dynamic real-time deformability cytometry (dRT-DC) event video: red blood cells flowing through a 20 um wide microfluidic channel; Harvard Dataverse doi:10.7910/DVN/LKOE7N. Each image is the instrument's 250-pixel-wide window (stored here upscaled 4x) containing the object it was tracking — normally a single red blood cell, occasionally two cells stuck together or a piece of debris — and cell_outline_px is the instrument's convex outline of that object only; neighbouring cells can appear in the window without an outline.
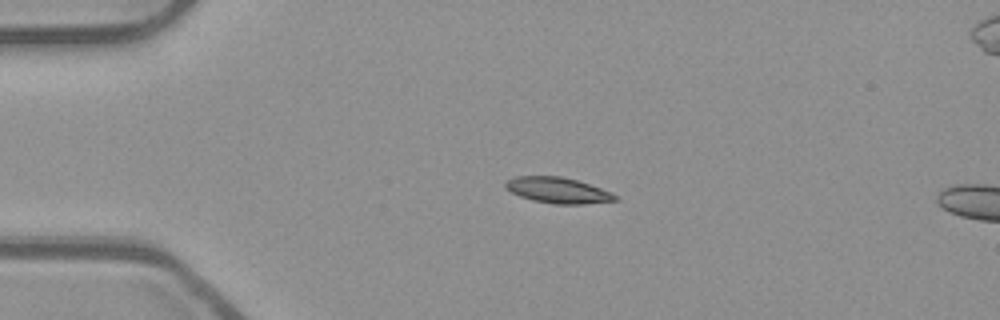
{"species": "common noctule bat (a hibernating species)", "species_latin": "Nyctalus noctula", "temperature_condition": "room temperature", "stored_images_in_passage": 47, "camera_frame_rate_fps": 3000, "um_per_image_px": 0.085, "animal": {"sex": "male", "body_mass_g": 23.1, "forearm_length_mm": 52.7}, "frame": {"image": 1, "passage_image": 12, "time_ms": 3.667, "image_size_px": [1000, 320], "cell_outline_px": [[620, 196], [616, 200], [584, 204], [552, 204], [532, 200], [520, 196], [504, 188], [504, 184], [512, 176], [560, 176], [576, 180], [612, 192]], "centroid_in_image_um": [47.4, 16.17], "position_along_channel_um": 37.6, "area_um2": 16.53}}
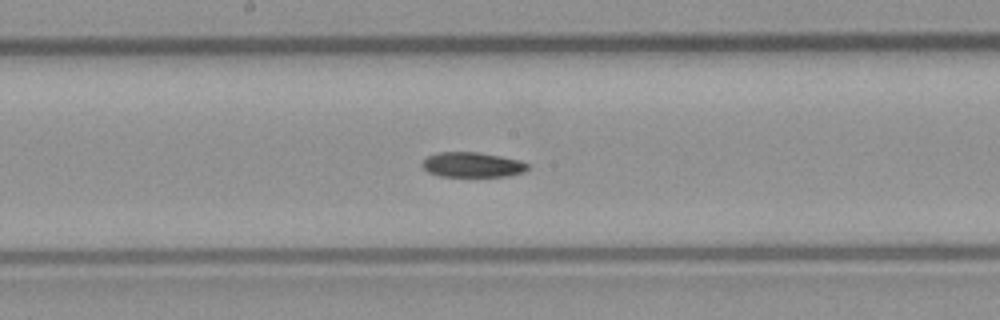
{"frame": {"image": 2, "passage_image": 28, "time_ms": 9.0, "image_size_px": [1000, 320], "cell_outline_px": [[528, 168], [524, 172], [508, 176], [440, 176], [428, 172], [420, 164], [428, 156], [436, 152], [476, 152], [500, 156], [520, 160], [528, 164]], "centroid_in_image_um": [40.14, 14.0], "position_along_channel_um": 208.1, "area_um2": 15.32}}
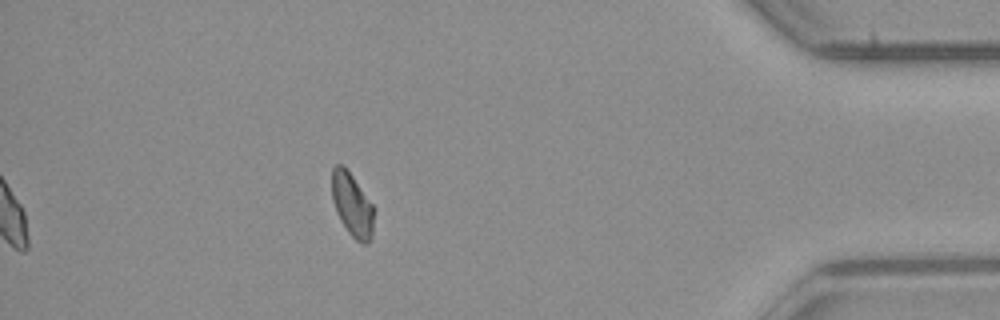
{"frame": {"image": 3, "passage_image": 47, "time_ms": 15.333, "image_size_px": [1000, 320], "cell_outline_px": [[372, 240], [368, 244], [360, 244], [348, 232], [340, 220], [336, 212], [332, 200], [332, 168], [336, 164], [340, 164], [352, 176], [372, 204]], "centroid_in_image_um": [29.91, 17.46], "position_along_channel_um": 405.3, "area_um2": 15.26}, "authors_computed_cell_mechanics": {"area_um2": 16.184, "velocity_mm_per_s": 3.8845, "shape_relaxation_time_tau1_ms": 8.9604, "shape_relaxation_time_tau2_ms": null, "deformation_change_tau1": 0.1513, "deformation_change_tau2": null}}